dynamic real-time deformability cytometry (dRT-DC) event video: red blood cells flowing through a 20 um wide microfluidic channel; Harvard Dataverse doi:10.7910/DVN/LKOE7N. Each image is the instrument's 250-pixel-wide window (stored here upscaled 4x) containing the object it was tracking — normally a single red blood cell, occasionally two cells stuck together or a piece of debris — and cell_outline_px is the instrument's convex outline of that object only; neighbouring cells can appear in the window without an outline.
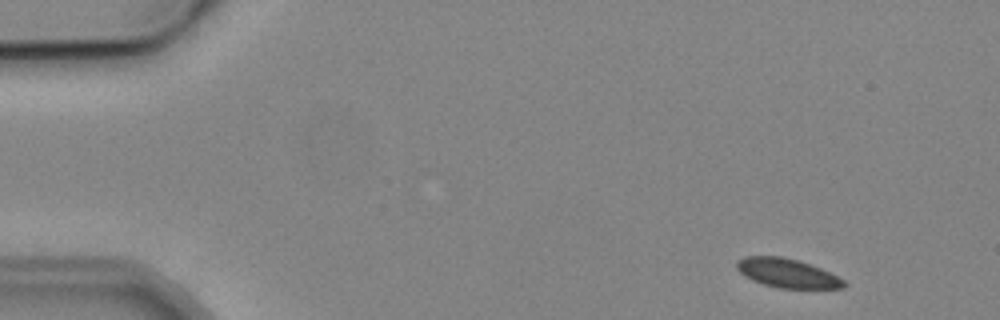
{"species": "common noctule bat (a hibernating species)", "species_latin": "Nyctalus noctula", "temperature_condition": "cold", "stored_images_in_passage": 4, "camera_frame_rate_fps": 3000, "um_per_image_px": 0.085, "animal": {"sex": "male", "body_mass_g": 19.2, "forearm_length_mm": 51.8}, "frame": {"image": 1, "passage_image": 1, "time_ms": 0.0, "image_size_px": [1000, 320], "cell_outline_px": [[848, 284], [844, 288], [780, 288], [764, 284], [752, 280], [744, 276], [736, 268], [736, 260], [744, 256], [780, 256], [796, 260], [820, 268], [844, 280]], "centroid_in_image_um": [66.88, 23.21], "position_along_channel_um": 18.1, "area_um2": 17.98}}
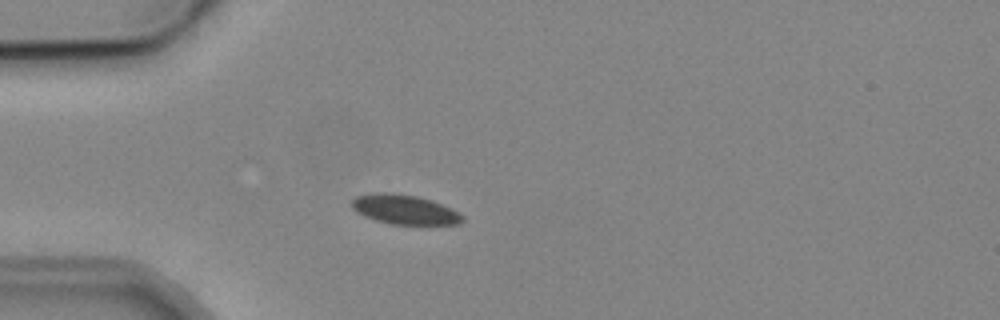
{"frame": {"image": 2, "passage_image": 4, "time_ms": 3.333, "image_size_px": [1000, 320], "cell_outline_px": [[464, 220], [460, 224], [392, 224], [376, 220], [364, 216], [356, 212], [352, 208], [352, 200], [356, 196], [376, 192], [388, 192], [416, 196], [432, 200], [452, 208], [464, 216]], "centroid_in_image_um": [34.39, 17.8], "position_along_channel_um": 50.6, "area_um2": 19.07}}